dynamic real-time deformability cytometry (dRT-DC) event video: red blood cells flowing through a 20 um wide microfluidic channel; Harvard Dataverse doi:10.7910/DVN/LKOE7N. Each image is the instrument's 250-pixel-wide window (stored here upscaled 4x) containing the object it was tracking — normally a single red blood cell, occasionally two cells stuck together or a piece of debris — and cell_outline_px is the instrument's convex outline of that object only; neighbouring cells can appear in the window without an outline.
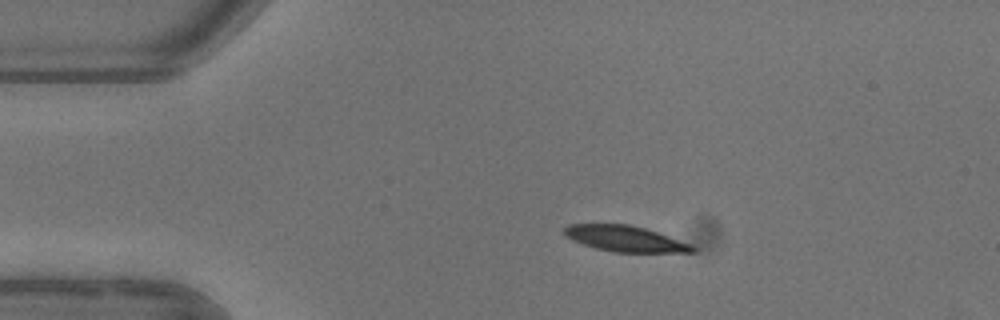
{"species": "common noctule bat (a hibernating species)", "species_latin": "Nyctalus noctula", "temperature_condition": "warm", "stored_images_in_passage": 4, "camera_frame_rate_fps": 3000, "um_per_image_px": 0.085, "animal": {"sex": "female"}, "frame": {"image": 1, "passage_image": 3, "time_ms": 2.333, "image_size_px": [1000, 320], "cell_outline_px": [[696, 252], [612, 252], [596, 248], [572, 240], [564, 236], [564, 228], [568, 224], [628, 224], [644, 228], [668, 236], [688, 244], [696, 248]], "centroid_in_image_um": [53.08, 20.29], "position_along_channel_um": 31.9, "area_um2": 19.02}}